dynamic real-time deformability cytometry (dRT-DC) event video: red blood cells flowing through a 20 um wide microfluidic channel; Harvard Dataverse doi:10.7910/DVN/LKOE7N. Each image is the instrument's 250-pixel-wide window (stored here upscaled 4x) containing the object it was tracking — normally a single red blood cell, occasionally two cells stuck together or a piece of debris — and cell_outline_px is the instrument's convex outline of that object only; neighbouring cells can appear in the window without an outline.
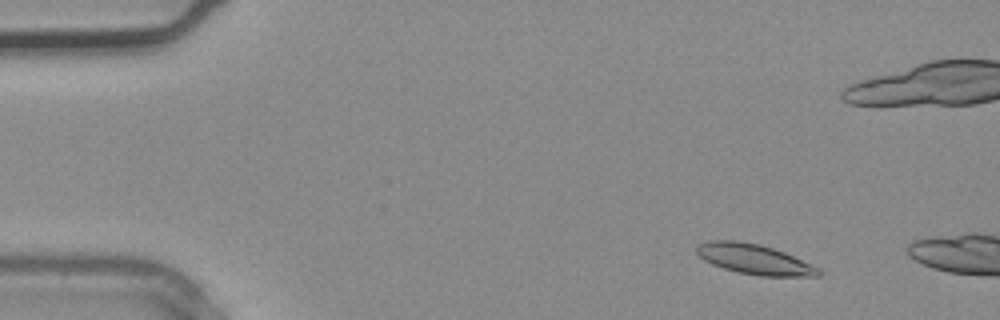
{"species": "common noctule bat (a hibernating species)", "species_latin": "Nyctalus noctula", "temperature_condition": "warm", "stored_images_in_passage": 2, "camera_frame_rate_fps": 3000, "um_per_image_px": 0.085, "animal": {"sex": "male", "body_mass_g": 20.4}, "frame": {"image": 1, "passage_image": 1, "time_ms": 0.0, "image_size_px": [1000, 320], "cell_outline_px": [[824, 272], [820, 276], [760, 276], [740, 272], [724, 268], [712, 264], [704, 260], [696, 252], [696, 244], [708, 240], [736, 240], [760, 244], [784, 252], [820, 268]], "centroid_in_image_um": [64.12, 22.02], "position_along_channel_um": 20.9, "area_um2": 21.44}}